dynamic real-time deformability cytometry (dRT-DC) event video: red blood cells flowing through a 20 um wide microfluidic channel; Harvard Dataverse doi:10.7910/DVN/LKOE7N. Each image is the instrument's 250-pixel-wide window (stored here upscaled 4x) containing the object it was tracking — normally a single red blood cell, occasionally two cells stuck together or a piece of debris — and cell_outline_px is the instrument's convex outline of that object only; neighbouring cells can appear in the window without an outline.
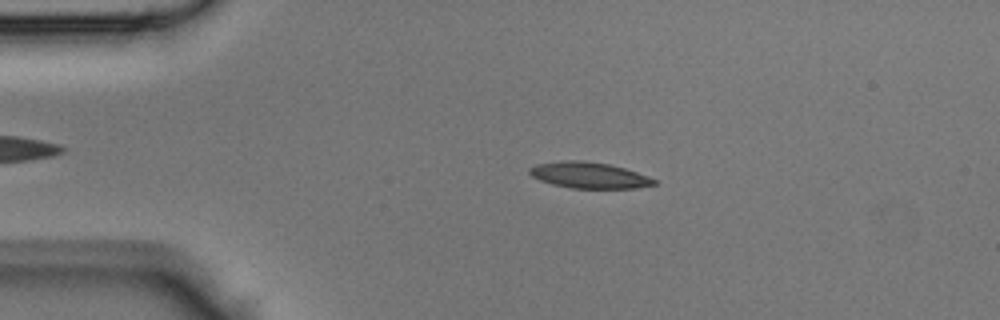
{"species": "Egyptian fruit bat (a non-hibernating species)", "species_latin": "Rousettus aegyptiacus", "temperature_condition": "room temperature", "stored_images_in_passage": 42, "camera_frame_rate_fps": 3000, "um_per_image_px": 0.085, "animal": {"sex": "male"}, "frame": {"image": 1, "passage_image": 8, "time_ms": 2.333, "image_size_px": [1000, 320], "cell_outline_px": [[656, 184], [636, 188], [572, 188], [552, 184], [540, 180], [532, 176], [528, 172], [528, 168], [536, 164], [568, 160], [584, 160], [608, 164], [624, 168], [648, 176], [656, 180]], "centroid_in_image_um": [50.05, 14.89], "position_along_channel_um": 35.0, "area_um2": 18.84}}
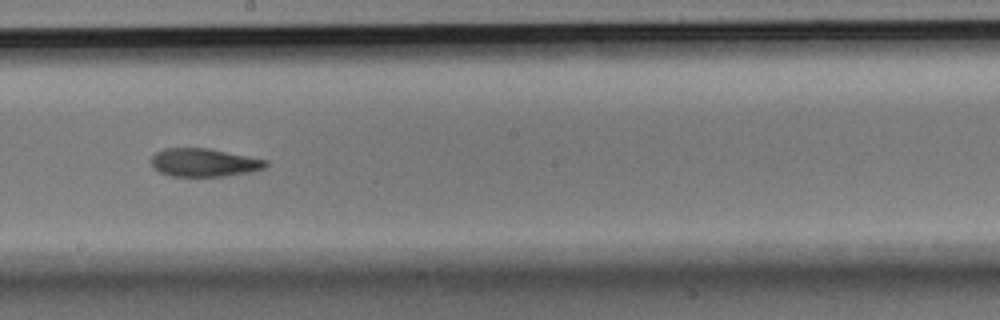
{"frame": {"image": 2, "passage_image": 23, "time_ms": 7.333, "image_size_px": [1000, 320], "cell_outline_px": [[268, 164], [264, 168], [248, 172], [224, 176], [172, 176], [160, 172], [152, 164], [152, 156], [156, 152], [164, 148], [208, 148], [268, 160]], "centroid_in_image_um": [17.35, 13.81], "position_along_channel_um": 230.8, "area_um2": 18.61}}
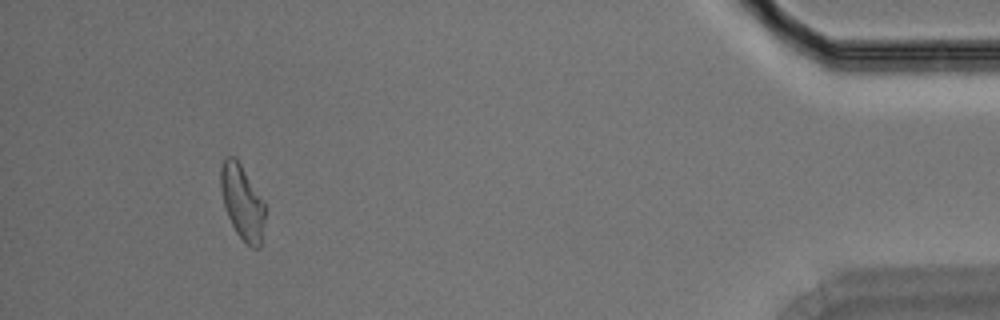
{"frame": {"image": 3, "passage_image": 39, "time_ms": 12.667, "image_size_px": [1000, 320], "cell_outline_px": [[264, 220], [260, 248], [252, 248], [244, 244], [236, 232], [228, 216], [224, 204], [220, 188], [220, 168], [224, 156], [236, 156], [264, 204]], "centroid_in_image_um": [20.56, 17.19], "position_along_channel_um": 414.6, "area_um2": 19.13}}